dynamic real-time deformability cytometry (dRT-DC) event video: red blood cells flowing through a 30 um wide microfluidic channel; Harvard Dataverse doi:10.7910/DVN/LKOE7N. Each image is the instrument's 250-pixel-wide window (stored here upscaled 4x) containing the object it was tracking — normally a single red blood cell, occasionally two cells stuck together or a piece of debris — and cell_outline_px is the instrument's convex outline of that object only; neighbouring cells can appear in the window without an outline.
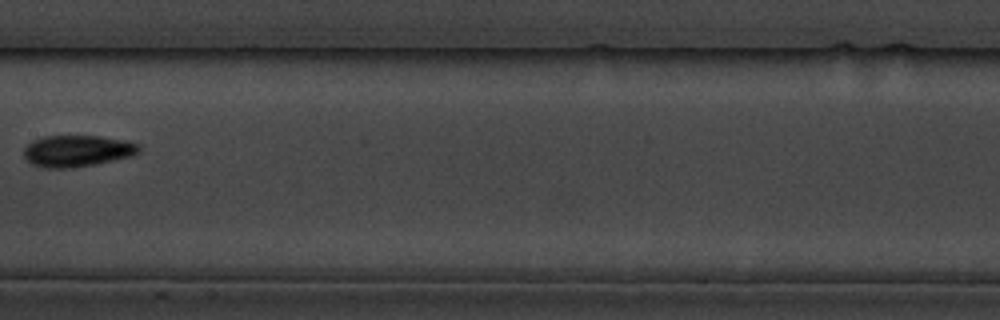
{"species": "common noctule bat (a hibernating species)", "species_latin": "Nyctalus noctula", "temperature_condition": "cold", "stored_images_in_passage": 7, "camera_frame_rate_fps": 3000, "um_per_image_px": 0.085, "animal": {"sex": "male", "body_mass_g": 19.5, "forearm_length_mm": 54.6}, "frame": {"image": 1, "passage_image": 7, "time_ms": 8.667, "image_size_px": [1000, 320], "cell_outline_px": [[140, 152], [132, 156], [96, 164], [72, 168], [40, 168], [32, 164], [24, 156], [24, 148], [32, 140], [44, 136], [100, 136], [128, 140], [140, 144]], "centroid_in_image_um": [6.59, 12.83], "position_along_channel_um": 200.8, "area_um2": 21.44}}